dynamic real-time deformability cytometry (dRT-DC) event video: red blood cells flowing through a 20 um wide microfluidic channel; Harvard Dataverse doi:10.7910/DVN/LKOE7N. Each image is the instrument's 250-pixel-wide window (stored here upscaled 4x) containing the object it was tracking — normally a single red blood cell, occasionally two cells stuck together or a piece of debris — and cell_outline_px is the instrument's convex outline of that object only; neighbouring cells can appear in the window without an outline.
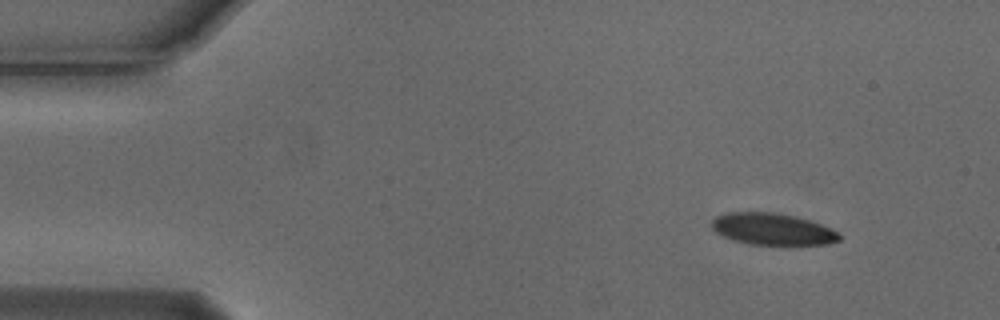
{"species": "Egyptian fruit bat (a non-hibernating species)", "species_latin": "Rousettus aegyptiacus", "temperature_condition": "cold", "stored_images_in_passage": 3, "camera_frame_rate_fps": 3000, "um_per_image_px": 0.085, "animal": {"sex": "male"}, "frame": {"image": 1, "passage_image": 1, "time_ms": 0.0, "image_size_px": [1000, 320], "cell_outline_px": [[840, 240], [828, 244], [796, 248], [788, 248], [748, 244], [732, 240], [716, 232], [712, 228], [712, 220], [716, 216], [728, 212], [772, 212], [796, 216], [832, 228], [840, 232]], "centroid_in_image_um": [65.74, 19.54], "position_along_channel_um": 19.3, "area_um2": 24.8}}
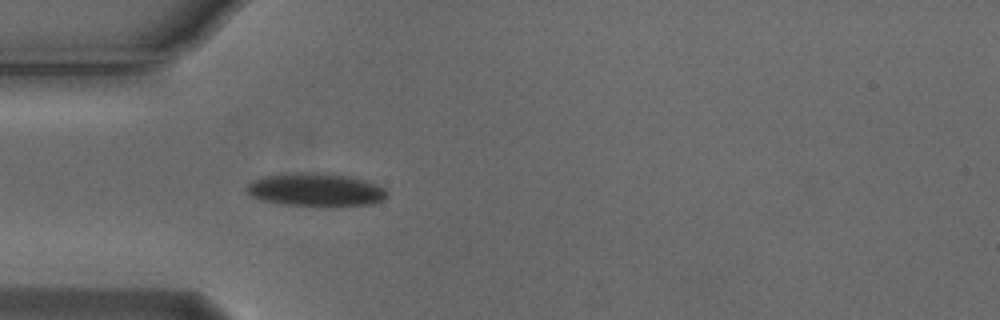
{"frame": {"image": 2, "passage_image": 3, "time_ms": 0.667, "image_size_px": [1000, 320], "cell_outline_px": [[388, 196], [384, 200], [372, 204], [336, 208], [280, 204], [260, 200], [248, 196], [244, 188], [252, 180], [264, 176], [296, 172], [316, 172], [348, 176], [364, 180], [376, 184], [384, 188], [388, 192]], "centroid_in_image_um": [26.83, 16.16], "position_along_channel_um": 58.2, "area_um2": 28.09}}